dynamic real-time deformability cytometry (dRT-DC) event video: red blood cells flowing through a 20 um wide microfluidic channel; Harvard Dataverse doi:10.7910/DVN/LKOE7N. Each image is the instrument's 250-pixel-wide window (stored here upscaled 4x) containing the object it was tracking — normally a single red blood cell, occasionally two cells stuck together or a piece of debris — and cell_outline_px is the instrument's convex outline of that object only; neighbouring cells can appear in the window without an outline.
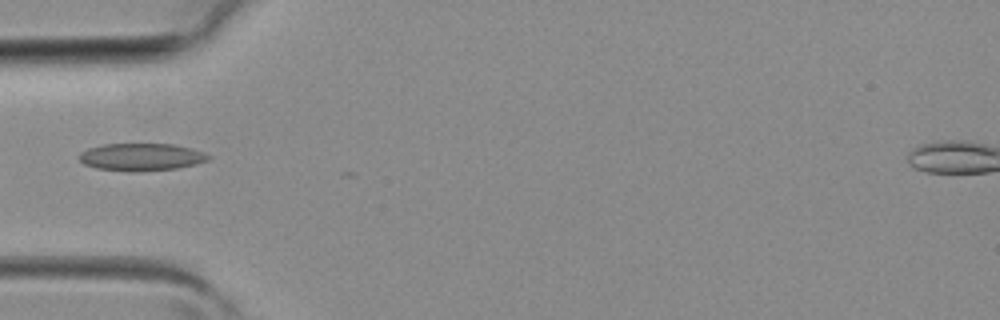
{"species": "common noctule bat (a hibernating species)", "species_latin": "Nyctalus noctula", "temperature_condition": "room temperature", "stored_images_in_passage": 3, "camera_frame_rate_fps": 3000, "um_per_image_px": 0.085, "animal": {"sex": "female", "body_mass_g": 19.3, "forearm_length_mm": 54.1}, "frame": {"image": 1, "passage_image": 3, "time_ms": 0.667, "image_size_px": [1000, 320], "cell_outline_px": [[212, 156], [208, 160], [196, 164], [176, 168], [136, 172], [128, 172], [96, 168], [84, 164], [80, 160], [80, 152], [88, 148], [104, 144], [172, 144], [192, 148], [204, 152]], "centroid_in_image_um": [12.02, 13.35], "position_along_channel_um": 73.0, "area_um2": 20.75}}